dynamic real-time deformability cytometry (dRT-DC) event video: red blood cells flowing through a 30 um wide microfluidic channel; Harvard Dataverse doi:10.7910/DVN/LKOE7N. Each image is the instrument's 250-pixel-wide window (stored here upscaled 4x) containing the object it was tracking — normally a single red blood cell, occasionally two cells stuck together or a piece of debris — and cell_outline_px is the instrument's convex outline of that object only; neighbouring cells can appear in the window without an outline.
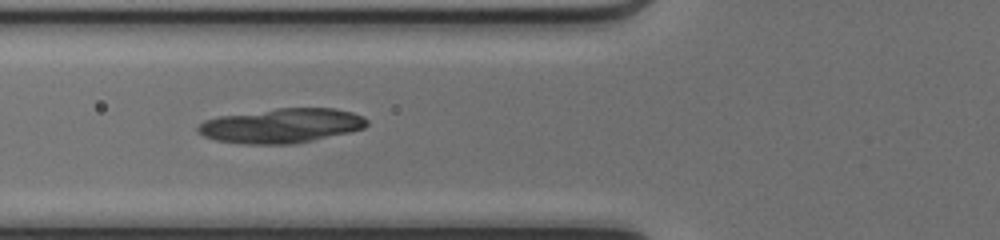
{"species": "common noctule bat (a hibernating species)", "species_latin": "Nyctalus noctula", "temperature_condition": "cold", "stored_images_in_passage": 50, "camera_frame_rate_fps": 3000, "um_per_image_px": 0.085, "animal": {"sex": "female", "body_mass_g": 17.0, "forearm_length_mm": 48.0}, "frame": {"image": 1, "passage_image": 20, "time_ms": 6.333, "image_size_px": [1000, 240], "cell_outline_px": [[368, 124], [364, 128], [348, 132], [312, 140], [292, 144], [244, 144], [216, 140], [204, 136], [196, 132], [196, 128], [204, 120], [220, 116], [280, 108], [336, 108], [352, 112], [364, 116], [368, 120]], "centroid_in_image_um": [23.93, 10.68], "position_along_channel_um": 101.9, "area_um2": 33.87}}
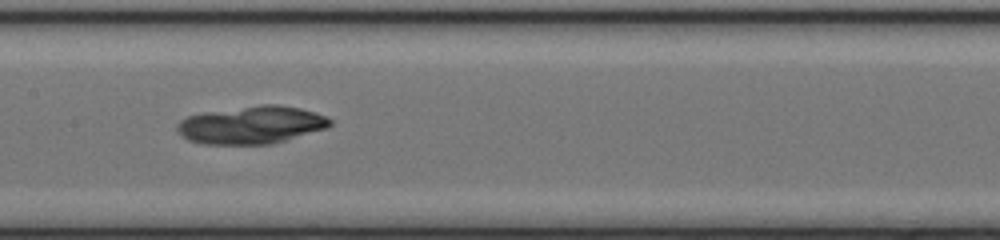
{"frame": {"image": 2, "passage_image": 26, "time_ms": 8.333, "image_size_px": [1000, 240], "cell_outline_px": [[332, 124], [328, 128], [272, 144], [204, 144], [188, 140], [176, 128], [176, 124], [180, 120], [188, 116], [204, 112], [260, 104], [276, 104], [300, 108], [316, 112], [328, 116], [332, 120]], "centroid_in_image_um": [21.42, 10.61], "position_along_channel_um": 186.0, "area_um2": 33.81}}
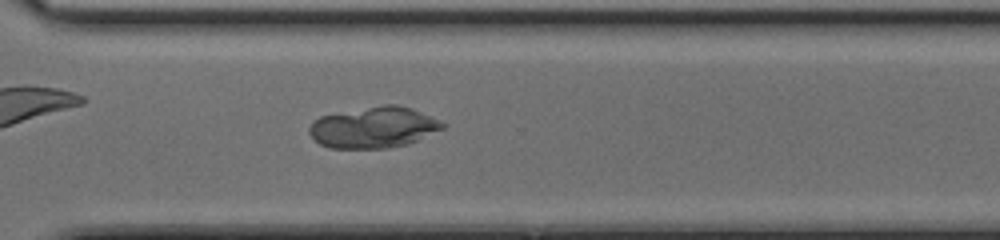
{"frame": {"image": 3, "passage_image": 37, "time_ms": 12.0, "image_size_px": [1000, 240], "cell_outline_px": [[444, 128], [408, 144], [388, 148], [328, 148], [320, 144], [308, 132], [308, 128], [312, 120], [320, 116], [384, 104], [396, 104], [412, 108], [440, 120], [444, 124]], "centroid_in_image_um": [31.75, 10.83], "position_along_channel_um": 338.9, "area_um2": 31.91}}